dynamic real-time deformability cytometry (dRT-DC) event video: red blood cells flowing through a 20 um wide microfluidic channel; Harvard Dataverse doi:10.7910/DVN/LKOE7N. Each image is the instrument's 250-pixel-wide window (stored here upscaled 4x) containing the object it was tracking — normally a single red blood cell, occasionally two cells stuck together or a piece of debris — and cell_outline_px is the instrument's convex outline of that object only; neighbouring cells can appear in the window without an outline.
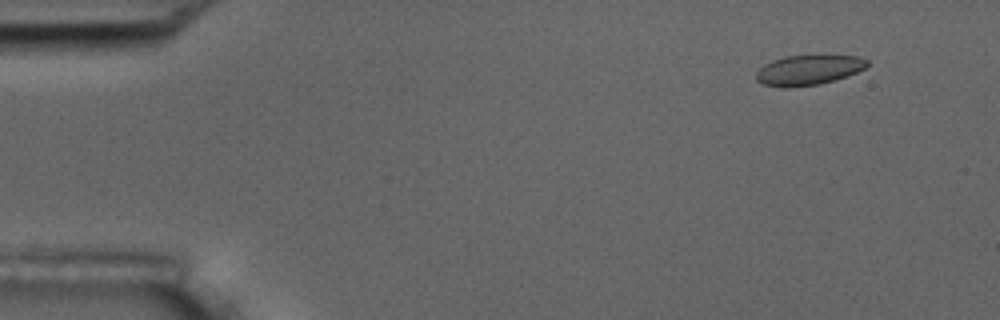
{"species": "common noctule bat (a hibernating species)", "species_latin": "Nyctalus noctula", "temperature_condition": "room temperature", "stored_images_in_passage": 52, "camera_frame_rate_fps": 3000, "um_per_image_px": 0.085, "animal": {"sex": "male", "body_mass_g": 17.5, "forearm_length_mm": 52.3}, "frame": {"image": 1, "passage_image": 1, "time_ms": 0.0, "image_size_px": [1000, 320], "cell_outline_px": [[868, 64], [864, 68], [848, 76], [836, 80], [820, 84], [788, 88], [784, 88], [764, 84], [756, 80], [756, 72], [764, 64], [772, 60], [788, 56], [820, 52], [856, 56], [868, 60]], "centroid_in_image_um": [68.75, 5.9], "position_along_channel_um": 16.2, "area_um2": 20.29}}
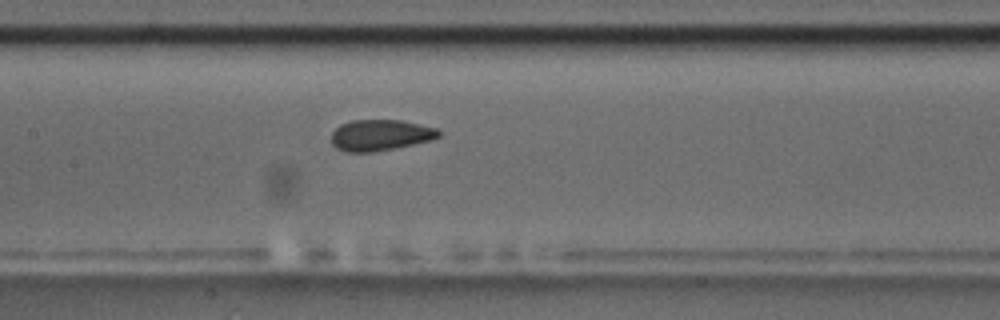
{"frame": {"image": 2, "passage_image": 23, "time_ms": 7.333, "image_size_px": [1000, 320], "cell_outline_px": [[440, 136], [428, 140], [396, 148], [376, 152], [344, 152], [336, 148], [332, 144], [332, 132], [340, 124], [352, 120], [400, 120], [436, 128], [440, 132]], "centroid_in_image_um": [32.27, 11.49], "position_along_channel_um": 175.1, "area_um2": 19.36}}
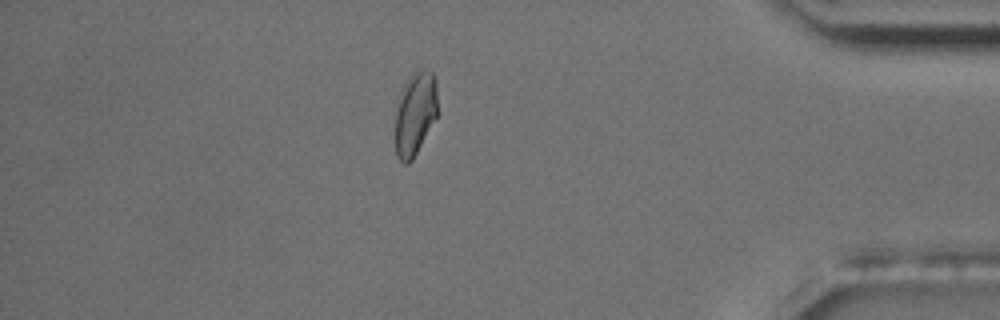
{"frame": {"image": 3, "passage_image": 45, "time_ms": 14.667, "image_size_px": [1000, 320], "cell_outline_px": [[436, 116], [412, 160], [408, 164], [404, 164], [396, 156], [396, 112], [400, 88], [408, 76], [416, 68], [432, 72], [436, 80]], "centroid_in_image_um": [35.25, 9.6], "position_along_channel_um": 399.9, "area_um2": 20.52}, "authors_computed_cell_mechanics": {"area_um2": 19.9699, "velocity_mm_per_s": 3.5728, "shape_relaxation_time_tau1_ms": 9.1968, "shape_relaxation_time_tau2_ms": 1.3848, "deformation_change_tau1": 0.124, "deformation_change_tau2": 0.055}}